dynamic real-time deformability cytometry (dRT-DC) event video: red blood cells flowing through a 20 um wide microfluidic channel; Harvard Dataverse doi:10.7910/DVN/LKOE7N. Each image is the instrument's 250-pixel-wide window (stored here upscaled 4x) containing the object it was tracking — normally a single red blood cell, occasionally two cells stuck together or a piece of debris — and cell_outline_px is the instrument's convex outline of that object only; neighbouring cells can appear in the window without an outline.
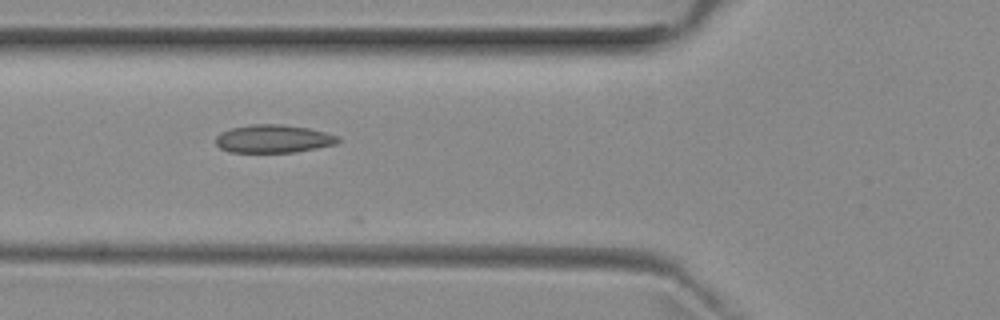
{"species": "common noctule bat (a hibernating species)", "species_latin": "Nyctalus noctula", "temperature_condition": "room temperature", "stored_images_in_passage": 10, "camera_frame_rate_fps": 3000, "um_per_image_px": 0.085, "animal": {"sex": "female", "body_mass_g": 29.2, "forearm_length_mm": 56.3}, "frame": {"image": 1, "passage_image": 5, "time_ms": 1.333, "image_size_px": [1000, 320], "cell_outline_px": [[340, 140], [336, 144], [296, 152], [228, 152], [220, 148], [216, 144], [216, 136], [220, 132], [232, 128], [252, 124], [284, 124], [308, 128], [340, 136]], "centroid_in_image_um": [23.23, 11.79], "position_along_channel_um": 102.6, "area_um2": 20.06}}
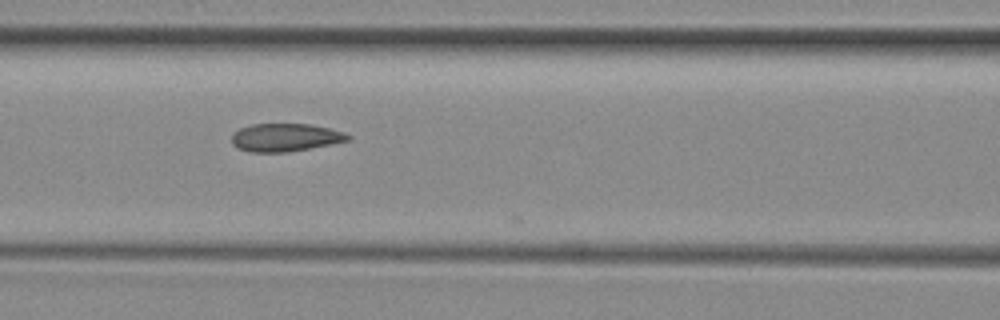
{"frame": {"image": 2, "passage_image": 8, "time_ms": 2.333, "image_size_px": [1000, 320], "cell_outline_px": [[352, 136], [348, 140], [288, 152], [248, 152], [236, 148], [232, 144], [232, 136], [240, 128], [252, 124], [308, 124], [328, 128], [344, 132]], "centroid_in_image_um": [24.2, 11.69], "position_along_channel_um": 142.4, "area_um2": 18.73}}